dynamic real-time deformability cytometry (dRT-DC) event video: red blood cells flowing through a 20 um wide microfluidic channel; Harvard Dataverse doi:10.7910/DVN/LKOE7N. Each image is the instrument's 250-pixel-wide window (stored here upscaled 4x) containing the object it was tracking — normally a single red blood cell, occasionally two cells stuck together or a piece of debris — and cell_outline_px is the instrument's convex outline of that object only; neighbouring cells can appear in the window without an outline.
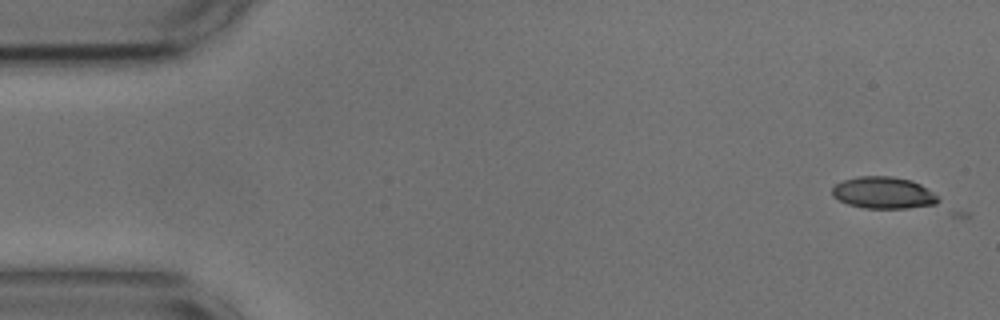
{"species": "common noctule bat (a hibernating species)", "species_latin": "Nyctalus noctula", "temperature_condition": "cold", "stored_images_in_passage": 5, "camera_frame_rate_fps": 3000, "um_per_image_px": 0.085, "animal": {"sex": "male", "body_mass_g": 17.9, "forearm_length_mm": 54.2}, "frame": {"image": 1, "passage_image": 1, "time_ms": 0.0, "image_size_px": [1000, 320], "cell_outline_px": [[940, 200], [936, 204], [908, 208], [864, 208], [848, 204], [832, 196], [832, 188], [836, 184], [844, 180], [856, 176], [892, 176], [912, 180], [920, 184], [932, 192]], "centroid_in_image_um": [75.08, 16.38], "position_along_channel_um": 9.9, "area_um2": 19.59}}
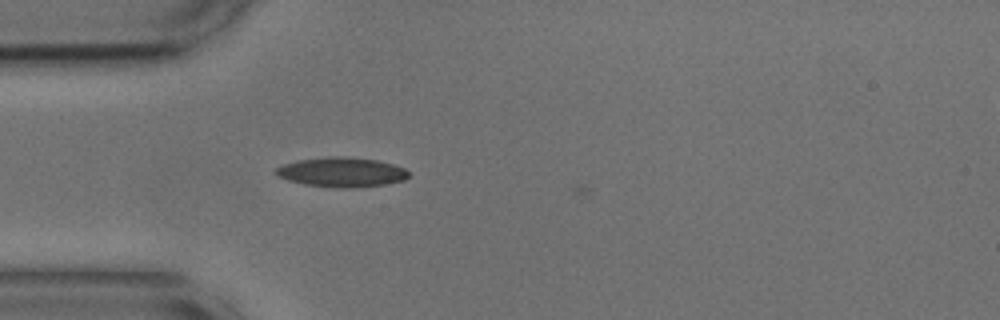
{"frame": {"image": 2, "passage_image": 4, "time_ms": 1.0, "image_size_px": [1000, 320], "cell_outline_px": [[408, 176], [404, 180], [384, 184], [352, 188], [340, 188], [304, 184], [288, 180], [272, 172], [276, 168], [284, 164], [300, 160], [328, 156], [344, 156], [376, 160], [392, 164], [404, 168], [408, 172]], "centroid_in_image_um": [29.03, 14.63], "position_along_channel_um": 56.0, "area_um2": 22.72}}